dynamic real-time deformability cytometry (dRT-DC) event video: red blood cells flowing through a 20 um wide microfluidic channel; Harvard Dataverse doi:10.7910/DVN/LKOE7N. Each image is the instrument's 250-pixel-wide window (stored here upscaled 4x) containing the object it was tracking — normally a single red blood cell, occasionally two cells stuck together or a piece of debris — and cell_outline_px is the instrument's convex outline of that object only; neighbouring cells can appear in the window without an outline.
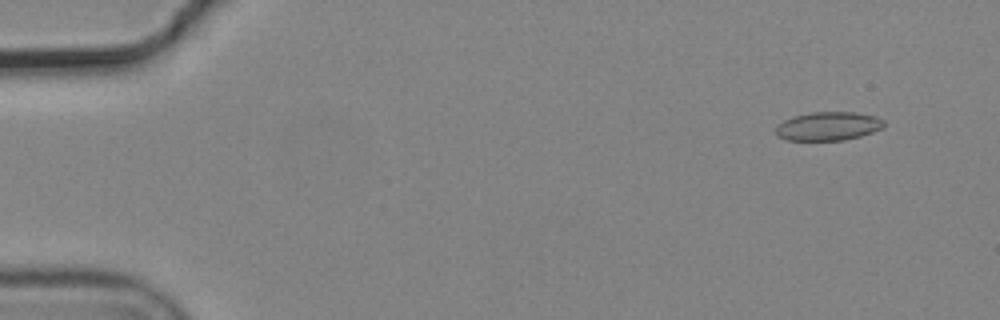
{"species": "common noctule bat (a hibernating species)", "species_latin": "Nyctalus noctula", "temperature_condition": "cold", "stored_images_in_passage": 8, "camera_frame_rate_fps": 3000, "um_per_image_px": 0.085, "animal": {"sex": "male", "body_mass_g": 19.2, "forearm_length_mm": 51.8}, "frame": {"image": 1, "passage_image": 2, "time_ms": 0.333, "image_size_px": [1000, 320], "cell_outline_px": [[884, 124], [880, 128], [872, 132], [860, 136], [844, 140], [784, 140], [776, 136], [776, 124], [792, 116], [812, 112], [856, 112], [876, 116], [884, 120]], "centroid_in_image_um": [70.35, 10.72], "position_along_channel_um": 14.6, "area_um2": 18.15}}
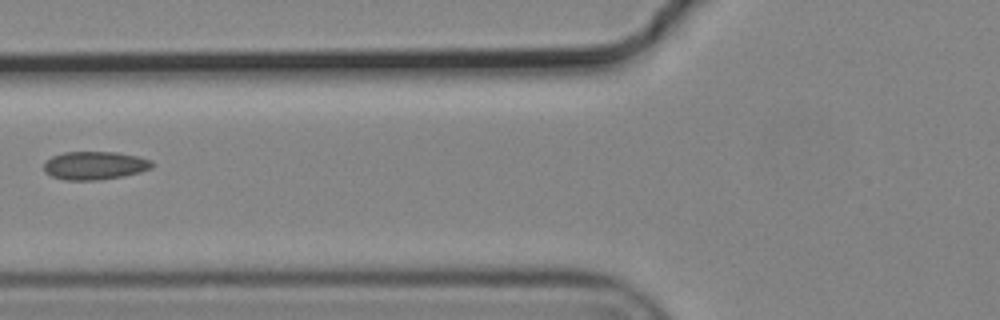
{"frame": {"image": 2, "passage_image": 7, "time_ms": 2.0, "image_size_px": [1000, 320], "cell_outline_px": [[152, 168], [140, 172], [124, 176], [100, 180], [64, 180], [52, 176], [44, 172], [44, 160], [52, 156], [64, 152], [116, 152], [140, 156], [152, 160]], "centroid_in_image_um": [8.05, 14.06], "position_along_channel_um": 117.8, "area_um2": 18.03}}
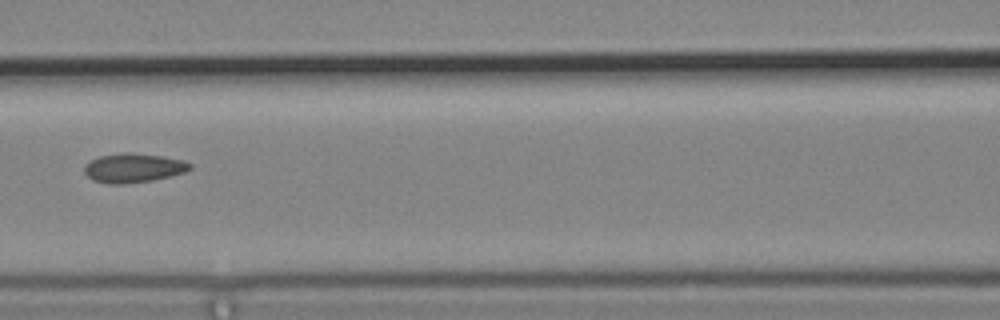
{"frame": {"image": 3, "passage_image": 8, "time_ms": 2.333, "image_size_px": [1000, 320], "cell_outline_px": [[192, 168], [184, 172], [152, 180], [124, 184], [108, 184], [92, 180], [84, 172], [84, 164], [100, 156], [124, 152], [132, 152], [164, 156], [184, 160], [192, 164]], "centroid_in_image_um": [11.33, 14.26], "position_along_channel_um": 155.3, "area_um2": 18.03}}